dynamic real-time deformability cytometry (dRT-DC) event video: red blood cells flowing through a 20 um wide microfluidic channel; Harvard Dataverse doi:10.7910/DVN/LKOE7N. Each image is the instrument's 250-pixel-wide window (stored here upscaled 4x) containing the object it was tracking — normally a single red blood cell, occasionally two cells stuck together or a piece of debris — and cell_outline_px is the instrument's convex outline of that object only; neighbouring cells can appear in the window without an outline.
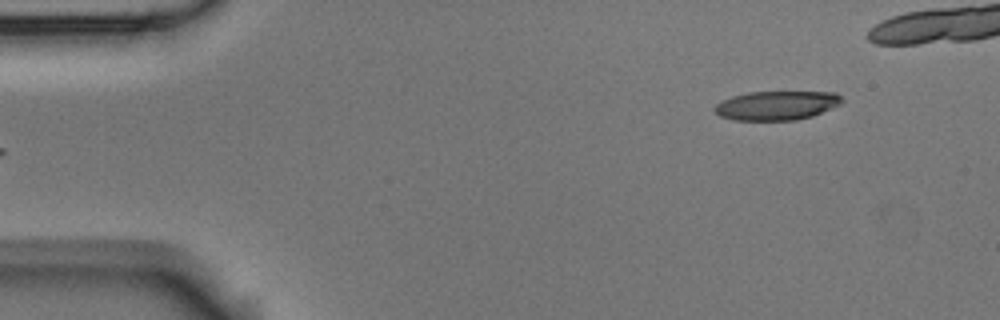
{"species": "Egyptian fruit bat (a non-hibernating species)", "species_latin": "Rousettus aegyptiacus", "temperature_condition": "room temperature", "stored_images_in_passage": 5, "segment_of_instrument_passage": [2, 2], "camera_frame_rate_fps": 3000, "um_per_image_px": 0.085, "animal": {"sex": "male"}, "frame": {"image": 1, "passage_image": 5, "time_ms": 1.333, "image_size_px": [1000, 320], "cell_outline_px": [[844, 100], [840, 104], [832, 108], [812, 116], [796, 120], [732, 120], [720, 116], [712, 108], [716, 104], [732, 96], [748, 92], [836, 92]], "centroid_in_image_um": [66.01, 8.96], "position_along_channel_um": 19.0, "area_um2": 21.56}}